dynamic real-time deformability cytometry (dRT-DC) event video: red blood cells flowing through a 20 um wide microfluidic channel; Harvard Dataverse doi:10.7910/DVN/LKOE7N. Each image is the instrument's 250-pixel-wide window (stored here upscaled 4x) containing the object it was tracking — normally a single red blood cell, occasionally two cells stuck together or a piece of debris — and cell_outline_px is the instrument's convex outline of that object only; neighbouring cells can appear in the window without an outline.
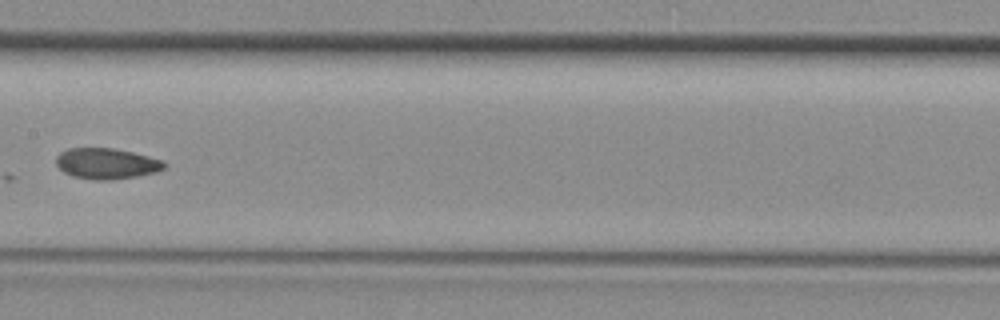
{"species": "common noctule bat (a hibernating species)", "species_latin": "Nyctalus noctula", "temperature_condition": "room temperature", "stored_images_in_passage": 34, "camera_frame_rate_fps": 3000, "um_per_image_px": 0.085, "animal": {"sex": "female", "body_mass_g": 29.2, "forearm_length_mm": 56.3}, "frame": {"image": 1, "passage_image": 18, "time_ms": 5.667, "image_size_px": [1000, 320], "cell_outline_px": [[168, 164], [164, 168], [156, 172], [136, 176], [112, 180], [92, 180], [72, 176], [64, 172], [56, 164], [56, 156], [60, 152], [68, 148], [112, 148], [132, 152], [164, 160]], "centroid_in_image_um": [9.06, 13.9], "position_along_channel_um": 198.3, "area_um2": 19.54}}
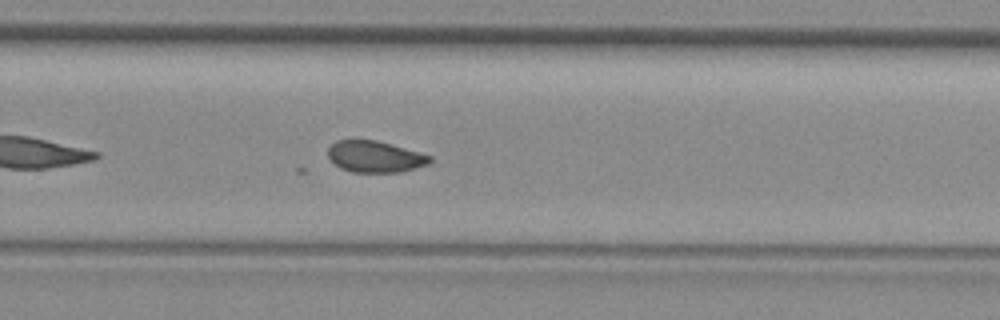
{"frame": {"image": 2, "passage_image": 24, "time_ms": 7.667, "image_size_px": [1000, 320], "cell_outline_px": [[432, 160], [428, 164], [400, 172], [352, 172], [340, 168], [328, 156], [328, 148], [336, 140], [376, 140], [432, 156]], "centroid_in_image_um": [31.86, 13.32], "position_along_channel_um": 297.9, "area_um2": 18.44}}